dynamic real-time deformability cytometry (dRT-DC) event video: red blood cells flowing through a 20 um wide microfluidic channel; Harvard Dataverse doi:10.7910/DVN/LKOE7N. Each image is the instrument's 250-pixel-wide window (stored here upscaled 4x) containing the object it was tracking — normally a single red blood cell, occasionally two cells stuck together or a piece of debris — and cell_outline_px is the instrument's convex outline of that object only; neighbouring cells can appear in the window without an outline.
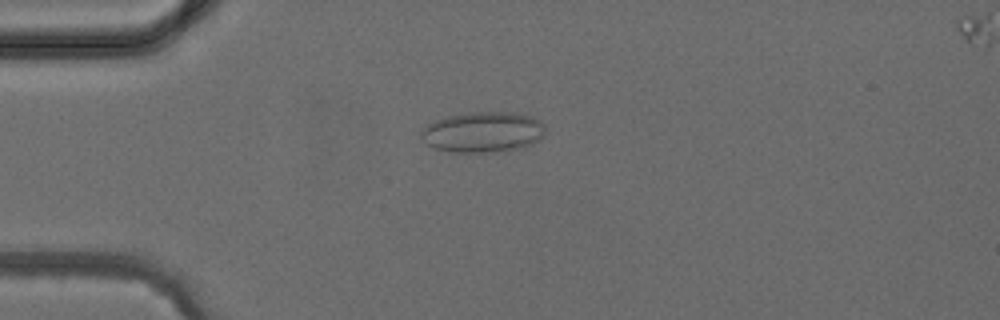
{"species": "common noctule bat (a hibernating species)", "species_latin": "Nyctalus noctula", "temperature_condition": "cold", "stored_images_in_passage": 3, "camera_frame_rate_fps": 3000, "um_per_image_px": 0.085, "animal": {"sex": "female", "body_mass_g": 24.6, "forearm_length_mm": 56.2}, "frame": {"image": 1, "passage_image": 1, "time_ms": 0.0, "image_size_px": [1000, 320], "cell_outline_px": [[544, 136], [528, 144], [512, 148], [484, 152], [452, 152], [436, 148], [420, 140], [420, 132], [432, 120], [448, 116], [468, 112], [512, 112], [532, 116], [540, 120], [544, 124]], "centroid_in_image_um": [40.99, 11.19], "position_along_channel_um": 44.0, "area_um2": 29.07}}